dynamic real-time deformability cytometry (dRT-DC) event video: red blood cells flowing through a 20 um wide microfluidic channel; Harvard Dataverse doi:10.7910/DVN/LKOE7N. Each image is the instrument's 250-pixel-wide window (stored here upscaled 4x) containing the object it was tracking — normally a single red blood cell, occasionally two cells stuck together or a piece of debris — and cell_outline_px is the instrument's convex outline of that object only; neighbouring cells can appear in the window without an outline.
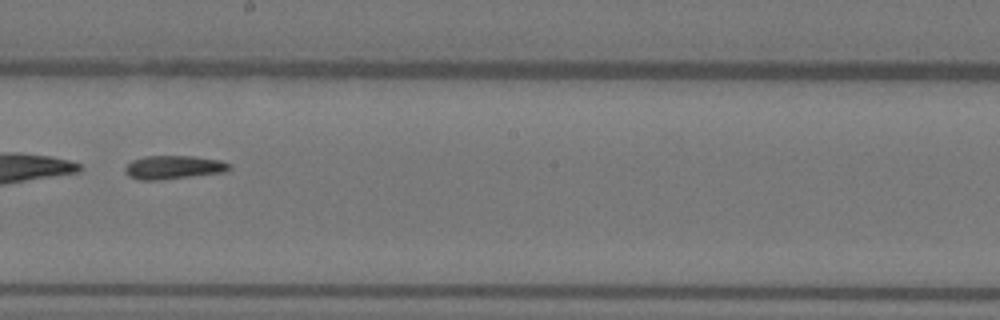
{"species": "Egyptian fruit bat (a non-hibernating species)", "species_latin": "Rousettus aegyptiacus", "temperature_condition": "warm", "stored_images_in_passage": 53, "segment_of_instrument_passage": [2, 2], "camera_frame_rate_fps": 3000, "um_per_image_px": 0.085, "animal": {"sex": "female"}, "frame": {"image": 1, "passage_image": 31, "time_ms": 10.0, "image_size_px": [1000, 320], "cell_outline_px": [[232, 168], [228, 172], [160, 180], [140, 180], [128, 176], [124, 172], [124, 168], [132, 160], [144, 156], [192, 156], [220, 160], [232, 164]], "centroid_in_image_um": [14.78, 14.23], "position_along_channel_um": 233.4, "area_um2": 14.57}}